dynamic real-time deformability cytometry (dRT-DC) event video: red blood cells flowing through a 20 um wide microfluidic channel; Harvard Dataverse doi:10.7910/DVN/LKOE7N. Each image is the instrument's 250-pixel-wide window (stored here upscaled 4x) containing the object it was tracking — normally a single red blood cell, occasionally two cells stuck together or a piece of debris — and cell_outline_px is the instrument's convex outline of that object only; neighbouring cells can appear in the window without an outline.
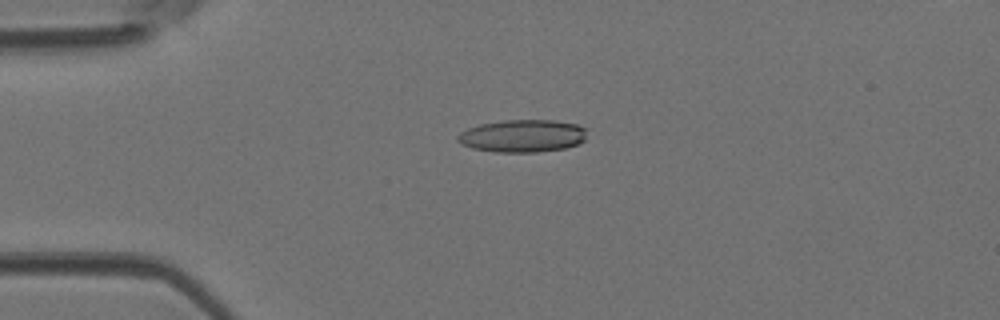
{"species": "Egyptian fruit bat (a non-hibernating species)", "species_latin": "Rousettus aegyptiacus", "temperature_condition": "room temperature", "stored_images_in_passage": 45, "camera_frame_rate_fps": 3000, "um_per_image_px": 0.085, "animal": {"sex": "female"}, "frame": {"image": 1, "passage_image": 11, "time_ms": 3.333, "image_size_px": [1000, 320], "cell_outline_px": [[584, 140], [576, 144], [564, 148], [536, 152], [496, 152], [472, 148], [460, 144], [456, 140], [456, 136], [460, 132], [468, 128], [480, 124], [504, 120], [552, 120], [576, 124], [584, 128]], "centroid_in_image_um": [44.34, 11.55], "position_along_channel_um": 40.7, "area_um2": 24.39}}
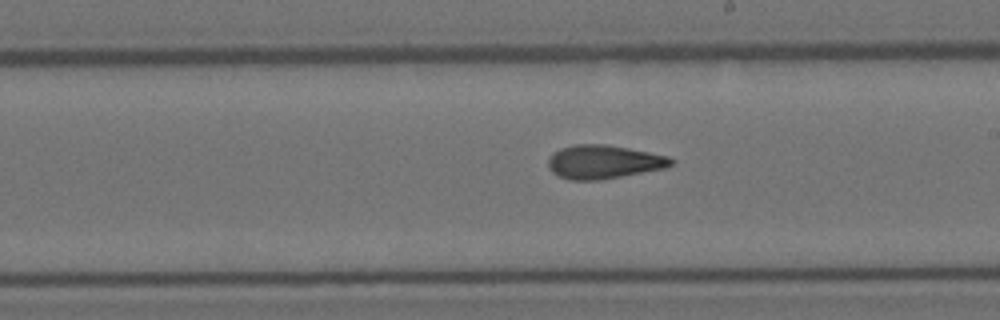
{"frame": {"image": 2, "passage_image": 26, "time_ms": 8.333, "image_size_px": [1000, 320], "cell_outline_px": [[676, 160], [672, 164], [664, 168], [600, 180], [568, 180], [552, 172], [548, 168], [548, 160], [552, 152], [560, 148], [576, 144], [604, 144], [628, 148], [668, 156]], "centroid_in_image_um": [51.28, 13.76], "position_along_channel_um": 237.7, "area_um2": 24.04}}
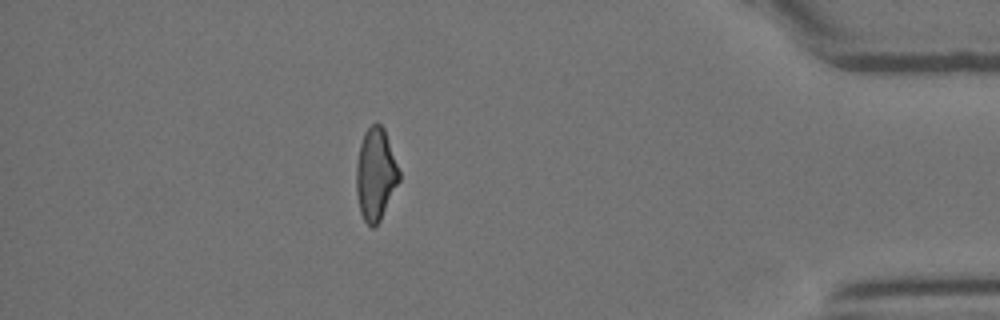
{"frame": {"image": 3, "passage_image": 40, "time_ms": 13.0, "image_size_px": [1000, 320], "cell_outline_px": [[400, 180], [380, 220], [372, 228], [364, 220], [360, 212], [356, 196], [356, 164], [360, 144], [364, 132], [376, 120], [384, 128], [400, 172]], "centroid_in_image_um": [31.91, 14.8], "position_along_channel_um": 403.3, "area_um2": 23.06}}